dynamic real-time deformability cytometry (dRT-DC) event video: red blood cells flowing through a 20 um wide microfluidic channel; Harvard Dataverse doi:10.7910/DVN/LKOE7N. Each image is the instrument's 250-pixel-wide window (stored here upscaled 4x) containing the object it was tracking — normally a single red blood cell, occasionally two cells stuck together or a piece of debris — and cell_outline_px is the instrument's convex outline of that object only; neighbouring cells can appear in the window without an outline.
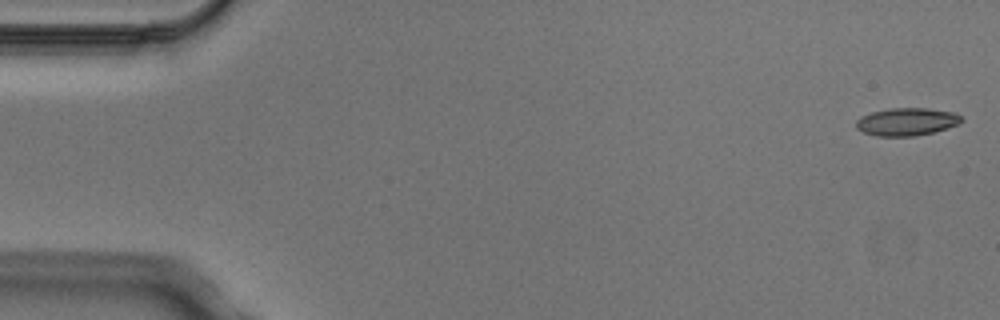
{"species": "Egyptian fruit bat (a non-hibernating species)", "species_latin": "Rousettus aegyptiacus", "temperature_condition": "cold", "stored_images_in_passage": 6, "camera_frame_rate_fps": 3000, "um_per_image_px": 0.085, "animal": {"sex": "male"}, "frame": {"image": 1, "passage_image": 1, "time_ms": 0.0, "image_size_px": [1000, 320], "cell_outline_px": [[964, 120], [960, 124], [932, 132], [916, 136], [876, 136], [864, 132], [856, 128], [856, 120], [860, 116], [872, 112], [888, 108], [928, 108], [956, 112]], "centroid_in_image_um": [77.08, 10.34], "position_along_channel_um": 7.9, "area_um2": 17.17}}
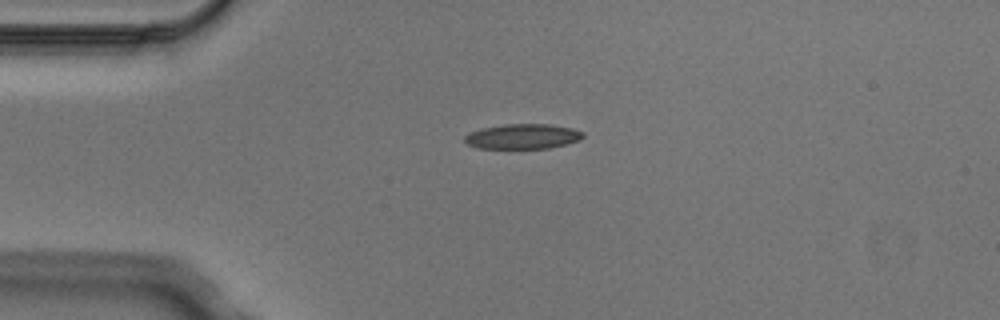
{"frame": {"image": 2, "passage_image": 4, "time_ms": 1.0, "image_size_px": [1000, 320], "cell_outline_px": [[584, 136], [580, 140], [548, 148], [476, 148], [468, 144], [464, 140], [464, 136], [468, 132], [480, 128], [504, 124], [548, 124], [572, 128], [584, 132]], "centroid_in_image_um": [44.4, 11.59], "position_along_channel_um": 40.6, "area_um2": 17.28}}
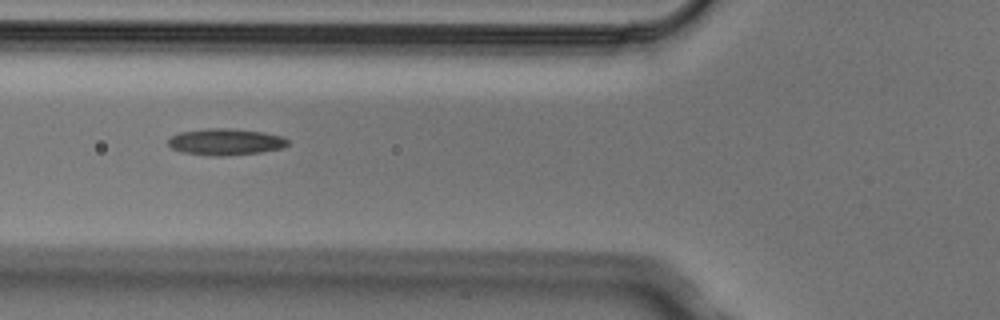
{"frame": {"image": 3, "passage_image": 6, "time_ms": 1.667, "image_size_px": [1000, 320], "cell_outline_px": [[288, 144], [284, 148], [260, 152], [220, 156], [212, 156], [184, 152], [172, 148], [168, 144], [168, 140], [172, 136], [180, 132], [204, 128], [232, 128], [264, 132], [280, 136], [288, 140]], "centroid_in_image_um": [19.18, 12.05], "position_along_channel_um": 106.6, "area_um2": 18.44}}